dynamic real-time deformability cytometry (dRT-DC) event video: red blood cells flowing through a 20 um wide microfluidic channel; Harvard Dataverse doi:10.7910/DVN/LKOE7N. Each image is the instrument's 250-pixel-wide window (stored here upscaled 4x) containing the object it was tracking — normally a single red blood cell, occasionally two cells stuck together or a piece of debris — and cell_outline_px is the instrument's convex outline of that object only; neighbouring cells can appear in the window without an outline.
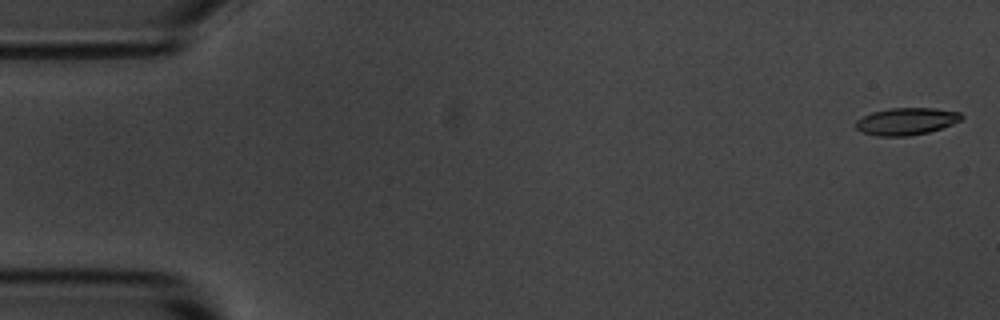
{"species": "common noctule bat (a hibernating species)", "species_latin": "Nyctalus noctula", "temperature_condition": "room temperature", "stored_images_in_passage": 4, "camera_frame_rate_fps": 3000, "um_per_image_px": 0.085, "animal": {"sex": "male", "body_mass_g": 20.1, "forearm_length_mm": 53.5}, "frame": {"image": 1, "passage_image": 1, "time_ms": 0.0, "image_size_px": [1000, 320], "cell_outline_px": [[964, 116], [960, 120], [952, 124], [928, 132], [908, 136], [876, 136], [860, 132], [856, 128], [856, 120], [872, 112], [888, 108], [936, 108], [960, 112]], "centroid_in_image_um": [77.02, 10.31], "position_along_channel_um": 8.0, "area_um2": 16.76}}
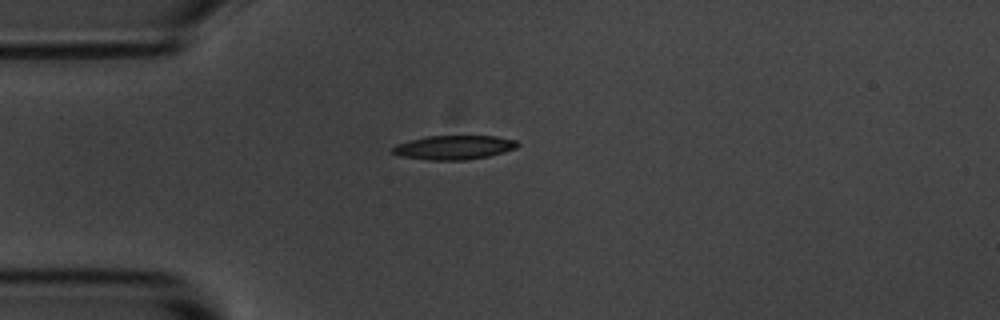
{"frame": {"image": 2, "passage_image": 4, "time_ms": 4.333, "image_size_px": [1000, 320], "cell_outline_px": [[520, 144], [516, 148], [504, 152], [488, 156], [464, 160], [428, 160], [400, 156], [392, 152], [392, 148], [396, 144], [408, 140], [428, 136], [496, 136], [516, 140]], "centroid_in_image_um": [38.58, 12.53], "position_along_channel_um": 46.4, "area_um2": 17.57}}